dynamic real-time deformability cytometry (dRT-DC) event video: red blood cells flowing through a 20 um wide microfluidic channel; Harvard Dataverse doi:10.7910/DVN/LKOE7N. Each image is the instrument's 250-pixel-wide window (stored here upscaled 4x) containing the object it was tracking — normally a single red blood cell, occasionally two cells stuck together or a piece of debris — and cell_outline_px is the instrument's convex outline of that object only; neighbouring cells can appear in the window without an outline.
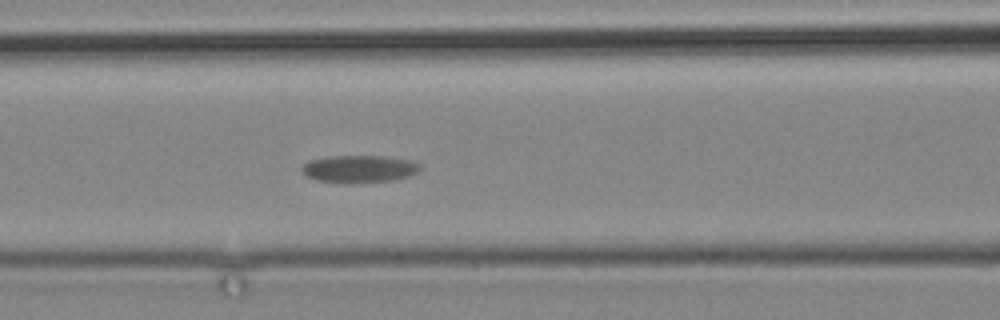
{"species": "common noctule bat (a hibernating species)", "species_latin": "Nyctalus noctula", "temperature_condition": "cold", "stored_images_in_passage": 3, "camera_frame_rate_fps": 3000, "um_per_image_px": 0.085, "animal": {"sex": "male", "body_mass_g": 19.2, "forearm_length_mm": 51.8}, "frame": {"image": 1, "passage_image": 3, "time_ms": 2.333, "image_size_px": [1000, 320], "cell_outline_px": [[420, 168], [416, 172], [408, 176], [392, 180], [316, 180], [300, 172], [300, 168], [308, 160], [328, 156], [384, 156], [412, 160], [420, 164]], "centroid_in_image_um": [30.52, 14.29], "position_along_channel_um": 136.1, "area_um2": 17.98}}